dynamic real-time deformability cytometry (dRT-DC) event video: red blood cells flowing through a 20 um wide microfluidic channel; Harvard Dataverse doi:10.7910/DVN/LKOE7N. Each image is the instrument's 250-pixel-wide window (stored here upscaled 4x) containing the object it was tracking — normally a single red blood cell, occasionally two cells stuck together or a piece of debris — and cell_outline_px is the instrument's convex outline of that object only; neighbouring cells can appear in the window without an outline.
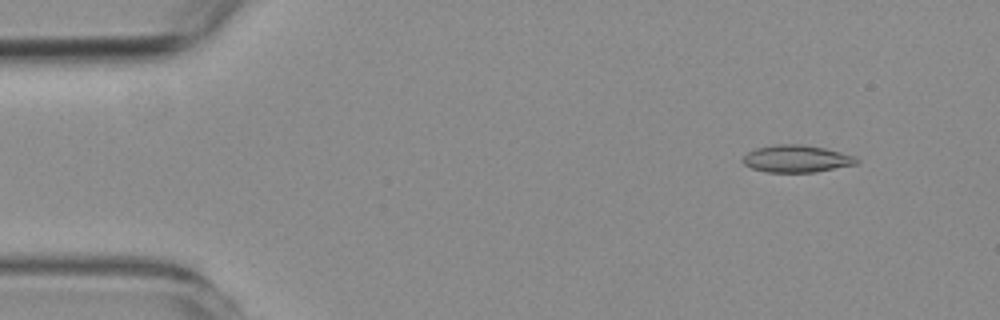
{"species": "common noctule bat (a hibernating species)", "species_latin": "Nyctalus noctula", "temperature_condition": "room temperature", "stored_images_in_passage": 54, "camera_frame_rate_fps": 3000, "um_per_image_px": 0.085, "animal": {"sex": "female", "body_mass_g": 19.3, "forearm_length_mm": 54.1}, "frame": {"image": 1, "passage_image": 2, "time_ms": 0.333, "image_size_px": [1000, 320], "cell_outline_px": [[860, 160], [856, 164], [816, 172], [768, 172], [752, 168], [744, 164], [740, 160], [748, 152], [756, 148], [776, 144], [804, 144], [824, 148], [856, 156]], "centroid_in_image_um": [67.71, 13.49], "position_along_channel_um": 17.3, "area_um2": 18.09}}
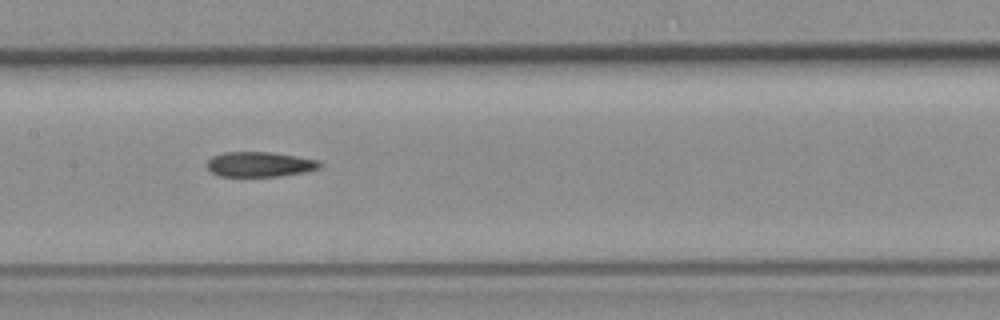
{"frame": {"image": 2, "passage_image": 24, "time_ms": 7.667, "image_size_px": [1000, 320], "cell_outline_px": [[324, 164], [320, 168], [304, 172], [280, 176], [216, 176], [208, 168], [208, 160], [212, 156], [224, 152], [268, 152], [296, 156], [320, 160]], "centroid_in_image_um": [22.11, 13.97], "position_along_channel_um": 185.3, "area_um2": 16.47}}
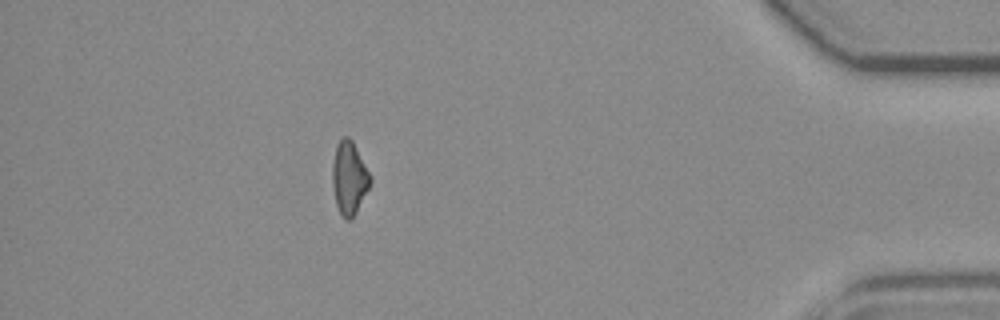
{"frame": {"image": 3, "passage_image": 47, "time_ms": 15.333, "image_size_px": [1000, 320], "cell_outline_px": [[372, 180], [352, 220], [344, 220], [340, 216], [336, 204], [332, 184], [332, 164], [336, 144], [344, 136], [348, 136], [352, 140], [372, 176]], "centroid_in_image_um": [29.67, 15.14], "position_along_channel_um": 405.5, "area_um2": 16.3}, "authors_computed_cell_mechanics": {"area_um2": 17.0221, "velocity_mm_per_s": 3.5781, "shape_relaxation_time_tau1_ms": null, "shape_relaxation_time_tau2_ms": 6.301, "deformation_change_tau1": null, "deformation_change_tau2": 0.1441}}